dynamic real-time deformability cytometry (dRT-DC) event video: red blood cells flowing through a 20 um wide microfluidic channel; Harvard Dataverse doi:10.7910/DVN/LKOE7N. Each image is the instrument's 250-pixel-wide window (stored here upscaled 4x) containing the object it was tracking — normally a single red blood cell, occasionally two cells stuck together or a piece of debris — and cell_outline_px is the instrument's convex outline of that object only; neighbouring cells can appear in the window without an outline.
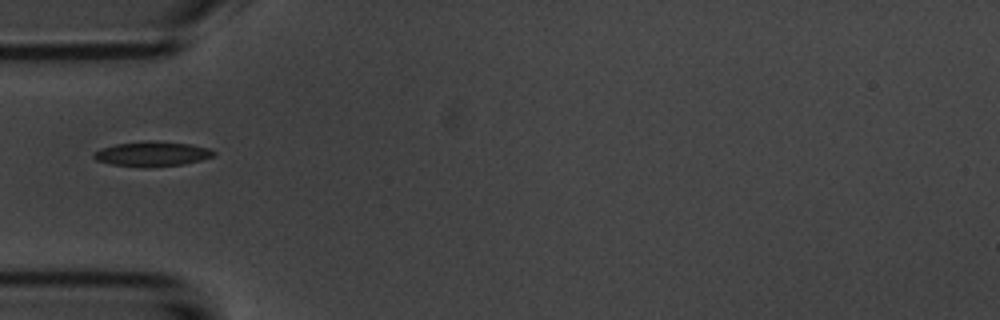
{"species": "common noctule bat (a hibernating species)", "species_latin": "Nyctalus noctula", "temperature_condition": "room temperature", "stored_images_in_passage": 38, "camera_frame_rate_fps": 3000, "um_per_image_px": 0.085, "animal": {"sex": "male", "body_mass_g": 20.1, "forearm_length_mm": 53.5}, "frame": {"image": 1, "passage_image": 1, "time_ms": 0.0, "image_size_px": [1000, 320], "cell_outline_px": [[216, 152], [212, 156], [200, 160], [184, 164], [144, 168], [112, 164], [96, 160], [92, 156], [92, 152], [100, 148], [116, 144], [144, 140], [160, 140], [192, 144], [212, 148]], "centroid_in_image_um": [12.93, 13.06], "position_along_channel_um": 72.1, "area_um2": 17.8}}
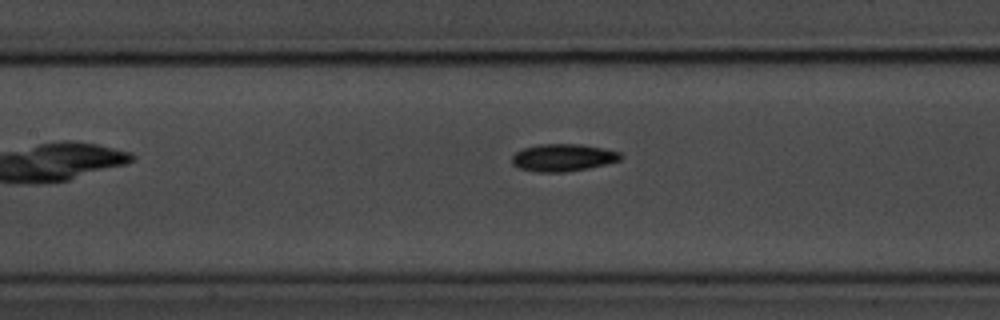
{"frame": {"image": 2, "passage_image": 8, "time_ms": 2.333, "image_size_px": [1000, 320], "cell_outline_px": [[624, 156], [620, 160], [588, 168], [564, 172], [536, 172], [520, 168], [512, 164], [512, 156], [516, 152], [524, 148], [540, 144], [580, 144], [604, 148], [620, 152]], "centroid_in_image_um": [47.86, 13.39], "position_along_channel_um": 159.5, "area_um2": 17.28}}
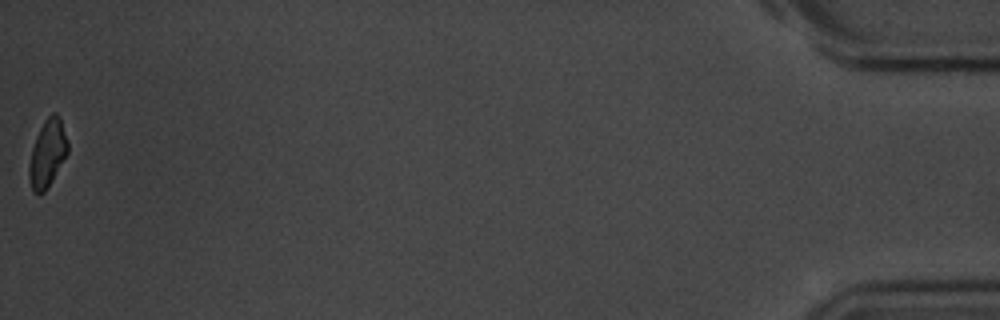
{"frame": {"image": 3, "passage_image": 38, "time_ms": 12.333, "image_size_px": [1000, 320], "cell_outline_px": [[68, 152], [44, 192], [32, 192], [28, 180], [28, 164], [32, 148], [36, 136], [44, 120], [52, 112], [56, 112], [60, 116], [68, 144]], "centroid_in_image_um": [4.01, 13.01], "position_along_channel_um": 431.2, "area_um2": 15.09}}